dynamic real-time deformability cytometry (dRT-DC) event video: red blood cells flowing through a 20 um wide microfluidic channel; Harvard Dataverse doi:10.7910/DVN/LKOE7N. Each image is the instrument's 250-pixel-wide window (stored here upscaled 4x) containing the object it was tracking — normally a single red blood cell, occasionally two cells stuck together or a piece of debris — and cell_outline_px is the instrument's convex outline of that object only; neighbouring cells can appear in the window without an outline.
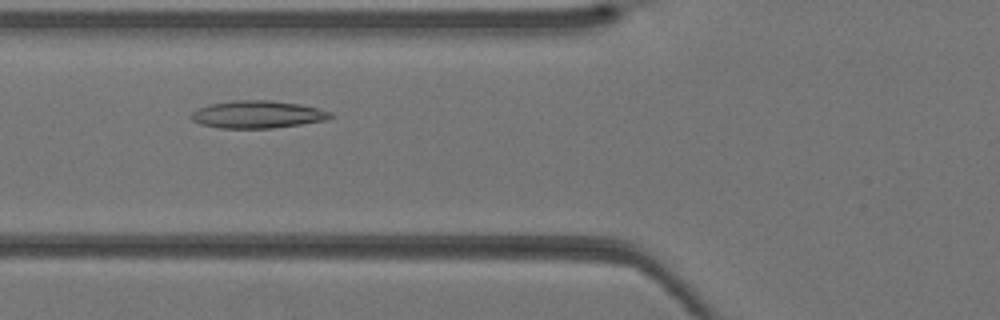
{"species": "Egyptian fruit bat (a non-hibernating species)", "species_latin": "Rousettus aegyptiacus", "temperature_condition": "warm", "stored_images_in_passage": 36, "camera_frame_rate_fps": 3000, "um_per_image_px": 0.085, "animal": {"sex": "female"}, "frame": {"image": 1, "passage_image": 11, "time_ms": 3.333, "image_size_px": [1000, 320], "cell_outline_px": [[336, 116], [328, 120], [272, 128], [220, 128], [200, 124], [192, 120], [188, 116], [192, 112], [200, 108], [212, 104], [236, 100], [272, 100], [300, 104], [320, 108], [332, 112]], "centroid_in_image_um": [21.95, 9.73], "position_along_channel_um": 103.9, "area_um2": 22.43}}
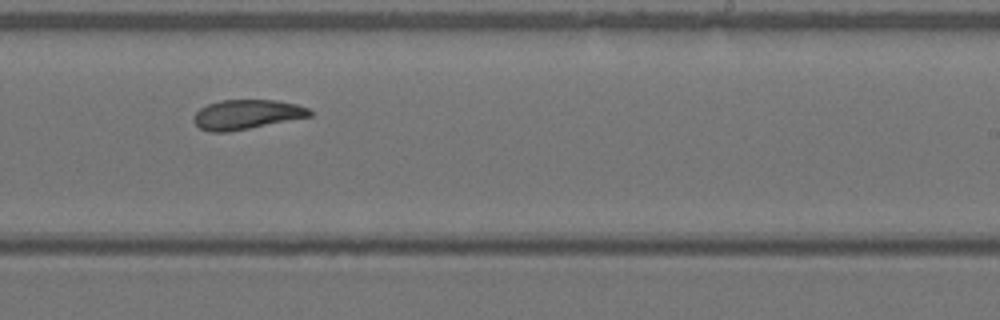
{"frame": {"image": 2, "passage_image": 21, "time_ms": 6.667, "image_size_px": [1000, 320], "cell_outline_px": [[312, 116], [228, 132], [208, 132], [200, 128], [192, 120], [192, 116], [200, 108], [208, 104], [220, 100], [276, 100], [296, 104], [308, 108], [312, 112]], "centroid_in_image_um": [20.93, 9.73], "position_along_channel_um": 268.1, "area_um2": 20.0}}
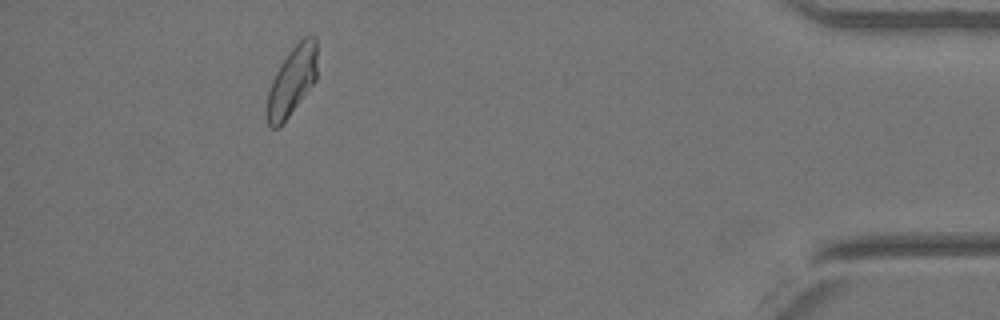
{"frame": {"image": 3, "passage_image": 33, "time_ms": 10.667, "image_size_px": [1000, 320], "cell_outline_px": [[316, 80], [280, 128], [272, 128], [268, 124], [264, 116], [264, 112], [268, 92], [272, 80], [280, 64], [292, 48], [304, 36], [316, 36]], "centroid_in_image_um": [24.77, 6.95], "position_along_channel_um": 410.4, "area_um2": 20.35}}